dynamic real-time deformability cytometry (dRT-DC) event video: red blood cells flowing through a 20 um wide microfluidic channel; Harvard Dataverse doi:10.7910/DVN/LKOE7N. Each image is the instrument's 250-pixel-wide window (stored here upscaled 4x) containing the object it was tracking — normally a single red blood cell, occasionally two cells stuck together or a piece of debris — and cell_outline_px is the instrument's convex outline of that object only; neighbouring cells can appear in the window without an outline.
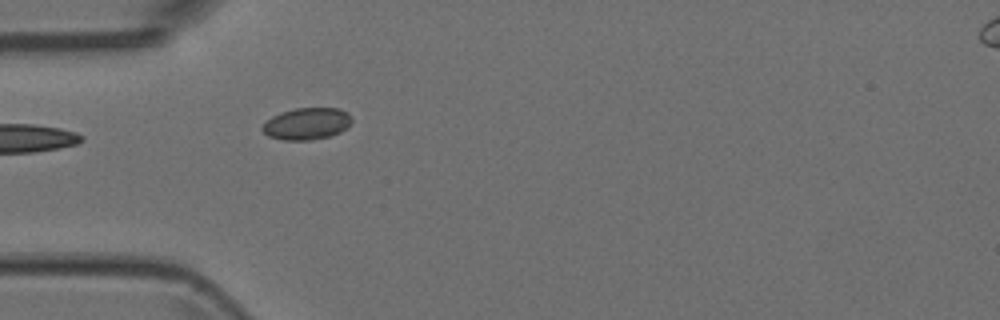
{"species": "Egyptian fruit bat (a non-hibernating species)", "species_latin": "Rousettus aegyptiacus", "temperature_condition": "room temperature", "stored_images_in_passage": 6, "camera_frame_rate_fps": 3000, "um_per_image_px": 0.085, "animal": {"sex": "female"}, "frame": {"image": 1, "passage_image": 6, "time_ms": 1.667, "image_size_px": [1000, 320], "cell_outline_px": [[352, 120], [340, 132], [328, 136], [312, 140], [284, 140], [268, 136], [260, 128], [272, 116], [280, 112], [296, 108], [340, 108], [348, 112]], "centroid_in_image_um": [26.06, 10.51], "position_along_channel_um": 58.9, "area_um2": 16.47}}